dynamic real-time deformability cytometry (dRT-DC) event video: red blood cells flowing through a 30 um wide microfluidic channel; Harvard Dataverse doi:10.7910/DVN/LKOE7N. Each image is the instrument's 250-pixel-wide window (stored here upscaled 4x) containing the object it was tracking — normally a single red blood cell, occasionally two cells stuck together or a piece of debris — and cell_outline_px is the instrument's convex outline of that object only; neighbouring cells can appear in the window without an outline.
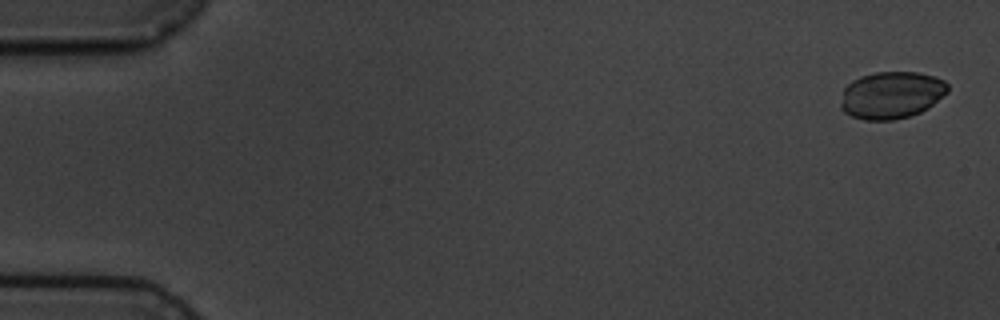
{"species": "common noctule bat (a hibernating species)", "species_latin": "Nyctalus noctula", "temperature_condition": "cold", "stored_images_in_passage": 6, "camera_frame_rate_fps": 3000, "um_per_image_px": 0.085, "animal": {"sex": "male", "body_mass_g": 19.5, "forearm_length_mm": 54.6}, "frame": {"image": 1, "passage_image": 1, "time_ms": 0.0, "image_size_px": [1000, 320], "cell_outline_px": [[948, 92], [928, 108], [920, 112], [908, 116], [892, 120], [864, 120], [852, 116], [844, 112], [840, 108], [840, 104], [844, 88], [852, 80], [860, 76], [876, 72], [916, 72], [932, 76], [944, 80], [948, 84]], "centroid_in_image_um": [75.76, 8.08], "position_along_channel_um": 9.2, "area_um2": 29.42}}